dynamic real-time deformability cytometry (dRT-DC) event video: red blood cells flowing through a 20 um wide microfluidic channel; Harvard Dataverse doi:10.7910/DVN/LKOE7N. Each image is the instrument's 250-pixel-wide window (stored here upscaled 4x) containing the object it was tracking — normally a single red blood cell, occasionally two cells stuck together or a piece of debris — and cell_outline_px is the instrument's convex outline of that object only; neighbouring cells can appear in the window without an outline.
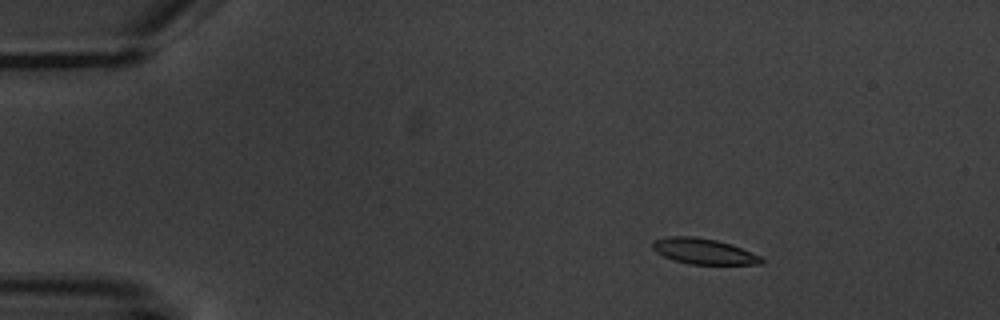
{"species": "common noctule bat (a hibernating species)", "species_latin": "Nyctalus noctula", "temperature_condition": "warm", "stored_images_in_passage": 6, "camera_frame_rate_fps": 3000, "um_per_image_px": 0.085, "animal": {"sex": "male", "body_mass_g": 20.1, "forearm_length_mm": 53.5}, "frame": {"image": 1, "passage_image": 3, "time_ms": 2.333, "image_size_px": [1000, 320], "cell_outline_px": [[764, 264], [692, 264], [676, 260], [664, 256], [656, 252], [652, 248], [652, 240], [668, 236], [696, 236], [716, 240], [732, 244], [760, 256], [764, 260]], "centroid_in_image_um": [59.8, 21.34], "position_along_channel_um": 25.2, "area_um2": 16.24}}